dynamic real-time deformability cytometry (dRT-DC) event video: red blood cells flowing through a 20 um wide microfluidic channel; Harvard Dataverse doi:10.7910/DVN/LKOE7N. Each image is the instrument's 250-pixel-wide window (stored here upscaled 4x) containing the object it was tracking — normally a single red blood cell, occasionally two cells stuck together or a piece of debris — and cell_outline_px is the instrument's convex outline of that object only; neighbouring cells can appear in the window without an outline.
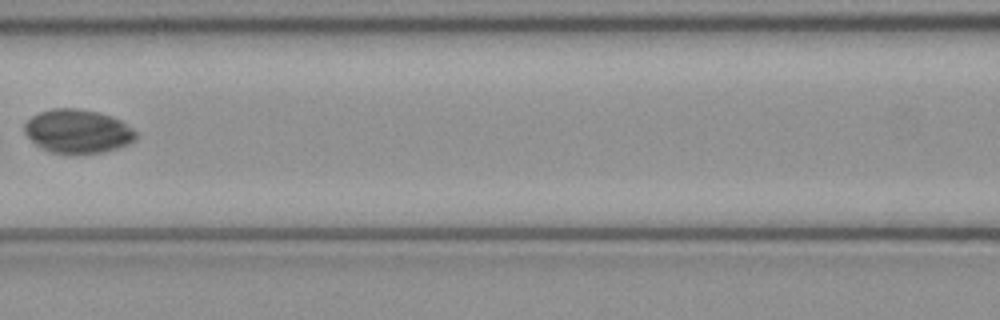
{"species": "common noctule bat (a hibernating species)", "species_latin": "Nyctalus noctula", "temperature_condition": "cold", "stored_images_in_passage": 6, "camera_frame_rate_fps": 3000, "um_per_image_px": 0.085, "animal": {"sex": "female", "body_mass_g": 21.9}, "frame": {"image": 1, "passage_image": 6, "time_ms": 1.667, "image_size_px": [1000, 320], "cell_outline_px": [[136, 140], [120, 148], [104, 152], [80, 156], [68, 156], [48, 152], [36, 144], [24, 132], [24, 124], [32, 116], [40, 112], [52, 108], [76, 108], [96, 112], [120, 120], [136, 132]], "centroid_in_image_um": [6.59, 11.21], "position_along_channel_um": 160.0, "area_um2": 28.9}}